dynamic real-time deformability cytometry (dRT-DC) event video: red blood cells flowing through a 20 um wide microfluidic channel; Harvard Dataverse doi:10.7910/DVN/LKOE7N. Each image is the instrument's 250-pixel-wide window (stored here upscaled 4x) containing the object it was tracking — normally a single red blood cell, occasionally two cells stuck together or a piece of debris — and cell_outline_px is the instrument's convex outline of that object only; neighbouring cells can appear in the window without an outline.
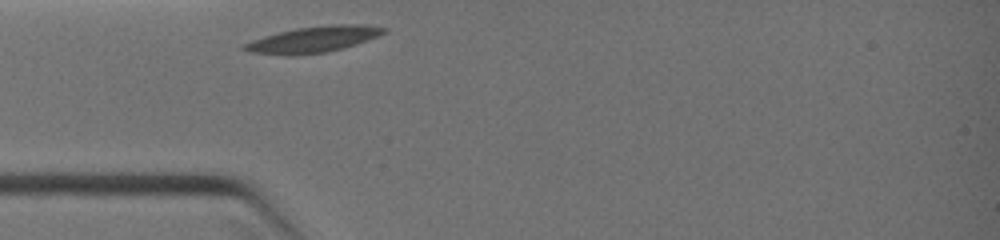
{"species": "common noctule bat (a hibernating species)", "species_latin": "Nyctalus noctula", "temperature_condition": "warm", "stored_images_in_passage": 20, "camera_frame_rate_fps": 3000, "um_per_image_px": 0.085, "animal": {"sex": "female", "body_mass_g": 19.0, "forearm_length_mm": 51.5}, "frame": {"image": 1, "passage_image": 1, "time_ms": 0.0, "image_size_px": [1000, 240], "cell_outline_px": [[388, 32], [380, 36], [344, 48], [328, 52], [288, 56], [252, 52], [240, 48], [240, 44], [264, 36], [296, 28], [328, 24], [364, 24], [388, 28]], "centroid_in_image_um": [26.67, 3.34], "position_along_channel_um": 58.3, "area_um2": 21.56}}
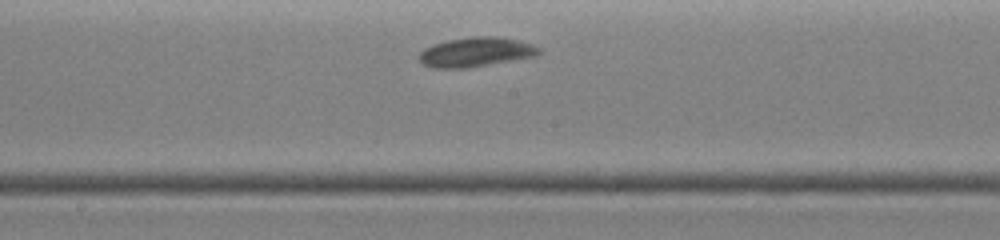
{"frame": {"image": 2, "passage_image": 13, "time_ms": 3.0, "image_size_px": [1000, 240], "cell_outline_px": [[540, 52], [536, 56], [468, 68], [432, 68], [424, 64], [416, 56], [424, 48], [432, 44], [448, 40], [468, 36], [496, 36], [520, 40], [532, 44], [540, 48]], "centroid_in_image_um": [40.43, 4.41], "position_along_channel_um": 207.8, "area_um2": 20.81}}
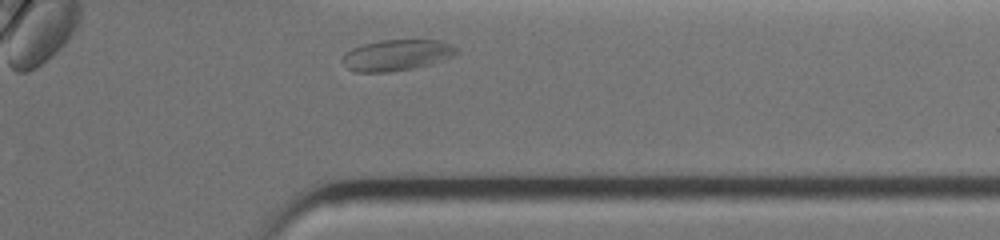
{"frame": {"image": 3, "passage_image": 20, "time_ms": 6.333, "image_size_px": [1000, 240], "cell_outline_px": [[456, 52], [452, 56], [444, 60], [432, 64], [412, 68], [384, 72], [356, 72], [348, 68], [344, 64], [344, 56], [352, 48], [364, 44], [380, 40], [440, 40], [452, 44], [456, 48]], "centroid_in_image_um": [33.76, 4.68], "position_along_channel_um": 377.6, "area_um2": 20.35}}